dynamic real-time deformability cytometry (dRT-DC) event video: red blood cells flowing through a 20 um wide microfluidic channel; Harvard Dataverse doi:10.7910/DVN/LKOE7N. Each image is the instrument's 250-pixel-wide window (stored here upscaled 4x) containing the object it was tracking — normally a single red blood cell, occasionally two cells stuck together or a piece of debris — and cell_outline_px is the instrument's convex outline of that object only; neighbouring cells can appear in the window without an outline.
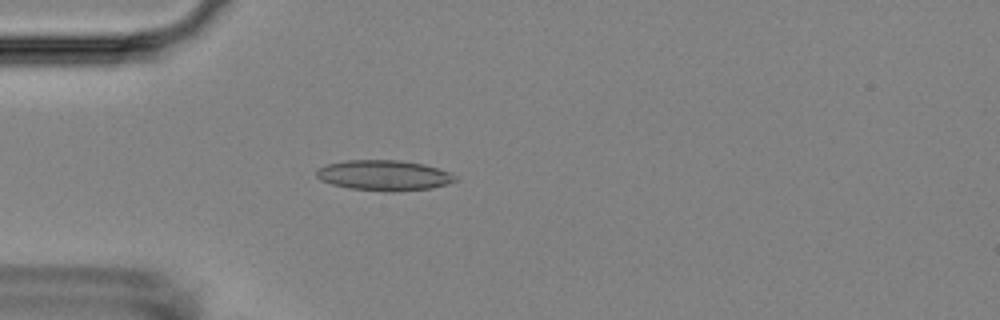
{"species": "Egyptian fruit bat (a non-hibernating species)", "species_latin": "Rousettus aegyptiacus", "temperature_condition": "room temperature", "stored_images_in_passage": 1, "camera_frame_rate_fps": 3000, "um_per_image_px": 0.085, "animal": {"sex": "female"}, "frame": {"image": 1, "passage_image": 1, "time_ms": 0.0, "image_size_px": [1000, 320], "cell_outline_px": [[456, 180], [448, 184], [432, 188], [348, 188], [332, 184], [320, 180], [316, 176], [316, 172], [324, 164], [344, 160], [400, 160], [424, 164], [448, 172], [456, 176]], "centroid_in_image_um": [32.58, 14.84], "position_along_channel_um": 52.4, "area_um2": 23.41}}